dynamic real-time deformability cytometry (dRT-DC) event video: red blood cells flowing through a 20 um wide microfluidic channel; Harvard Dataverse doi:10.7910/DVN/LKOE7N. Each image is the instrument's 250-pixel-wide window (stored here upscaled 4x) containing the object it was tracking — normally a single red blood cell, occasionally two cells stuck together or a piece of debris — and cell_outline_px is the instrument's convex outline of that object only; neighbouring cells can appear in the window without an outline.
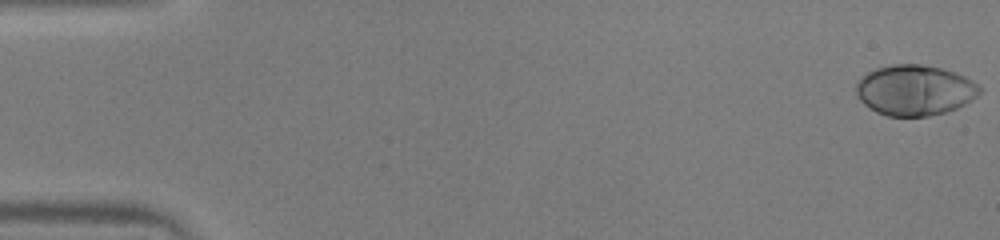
{"species": "human", "species_latin": "Homo sapiens", "temperature_condition": "warm", "stored_images_in_passage": 52, "camera_frame_rate_fps": 3000, "um_per_image_px": 0.085, "donor": {"sex": "male"}, "frame": {"image": 1, "passage_image": 1, "time_ms": 0.0, "image_size_px": [1000, 240], "cell_outline_px": [[980, 92], [972, 100], [956, 108], [944, 112], [928, 116], [888, 116], [876, 112], [868, 108], [856, 96], [856, 84], [868, 72], [876, 68], [892, 64], [920, 64], [940, 68], [956, 72], [972, 80], [980, 88]], "centroid_in_image_um": [77.73, 7.67], "position_along_channel_um": 7.3, "area_um2": 36.24}}
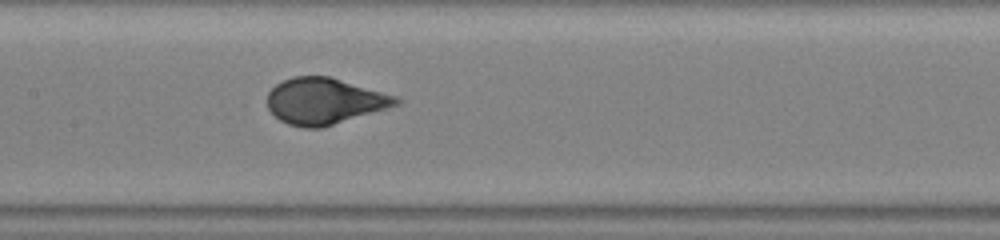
{"frame": {"image": 2, "passage_image": 26, "time_ms": 8.333, "image_size_px": [1000, 240], "cell_outline_px": [[404, 100], [400, 104], [320, 128], [304, 128], [288, 124], [280, 120], [268, 108], [268, 92], [276, 84], [284, 80], [296, 76], [328, 76], [396, 96]], "centroid_in_image_um": [27.57, 8.59], "position_along_channel_um": 179.8, "area_um2": 34.22}}
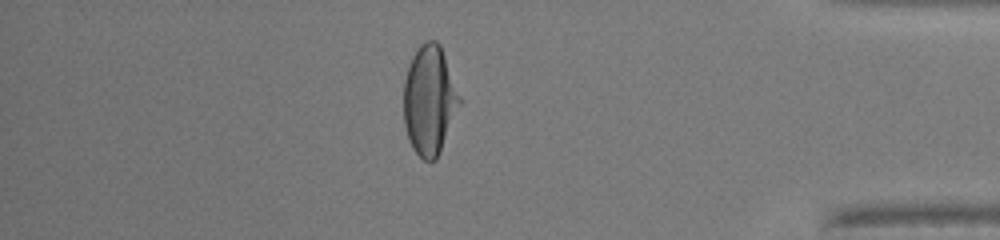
{"frame": {"image": 3, "passage_image": 45, "time_ms": 14.667, "image_size_px": [1000, 240], "cell_outline_px": [[464, 100], [440, 152], [436, 160], [424, 160], [412, 148], [408, 140], [404, 124], [404, 80], [408, 64], [416, 48], [420, 44], [428, 40], [436, 40], [440, 44]], "centroid_in_image_um": [36.54, 8.5], "position_along_channel_um": 398.7, "area_um2": 36.47}, "authors_computed_cell_mechanics": {"area_um2": 35.4892, "velocity_mm_per_s": 3.997, "shape_relaxation_time_tau1_ms": 3.7544, "shape_relaxation_time_tau2_ms": null, "deformation_change_tau1": 0.2071, "deformation_change_tau2": null}}